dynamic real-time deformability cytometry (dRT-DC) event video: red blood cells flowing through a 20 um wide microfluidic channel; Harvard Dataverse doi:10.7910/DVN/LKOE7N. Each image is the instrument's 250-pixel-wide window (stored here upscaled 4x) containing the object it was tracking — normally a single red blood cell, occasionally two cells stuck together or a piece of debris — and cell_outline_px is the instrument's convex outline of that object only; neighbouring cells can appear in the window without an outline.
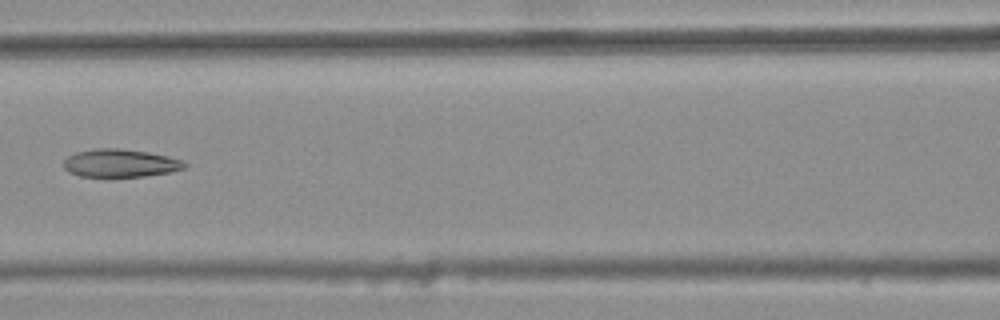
{"species": "common noctule bat (a hibernating species)", "species_latin": "Nyctalus noctula", "temperature_condition": "warm", "stored_images_in_passage": 6, "camera_frame_rate_fps": 3000, "um_per_image_px": 0.085, "animal": {"sex": "female", "body_mass_g": 25.1}, "frame": {"image": 1, "passage_image": 6, "time_ms": 1.667, "image_size_px": [1000, 320], "cell_outline_px": [[188, 164], [184, 168], [168, 172], [144, 176], [108, 180], [80, 176], [68, 172], [64, 168], [64, 160], [68, 156], [76, 152], [96, 148], [120, 148], [148, 152], [168, 156], [180, 160]], "centroid_in_image_um": [10.16, 13.91], "position_along_channel_um": 156.4, "area_um2": 20.46}}